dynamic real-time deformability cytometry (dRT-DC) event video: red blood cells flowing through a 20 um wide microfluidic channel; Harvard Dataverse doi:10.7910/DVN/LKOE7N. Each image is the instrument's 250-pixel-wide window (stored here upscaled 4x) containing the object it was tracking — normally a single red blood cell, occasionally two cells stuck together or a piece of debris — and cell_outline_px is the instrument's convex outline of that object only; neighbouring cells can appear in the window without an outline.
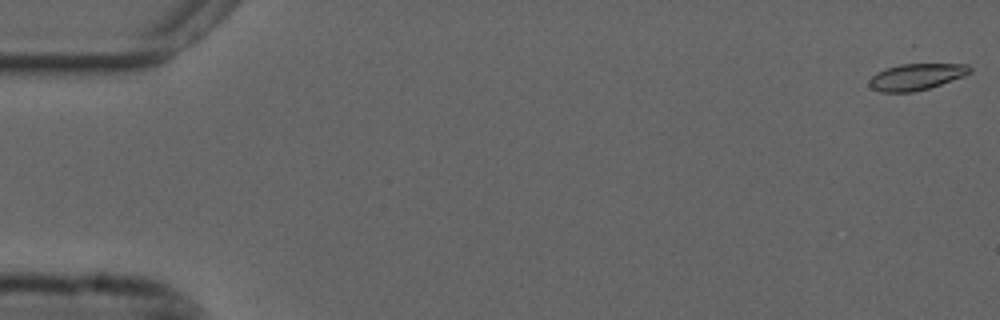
{"species": "common noctule bat (a hibernating species)", "species_latin": "Nyctalus noctula", "temperature_condition": "cold", "stored_images_in_passage": 56, "camera_frame_rate_fps": 3000, "um_per_image_px": 0.085, "animal": {"sex": "male", "forearm_length_mm": 52.5}, "frame": {"image": 1, "passage_image": 1, "time_ms": 0.0, "image_size_px": [1000, 320], "cell_outline_px": [[972, 72], [964, 76], [928, 88], [912, 92], [880, 92], [872, 88], [868, 84], [868, 80], [876, 72], [884, 68], [912, 60], [968, 64], [972, 68]], "centroid_in_image_um": [77.91, 6.44], "position_along_channel_um": 7.1, "area_um2": 16.59}}
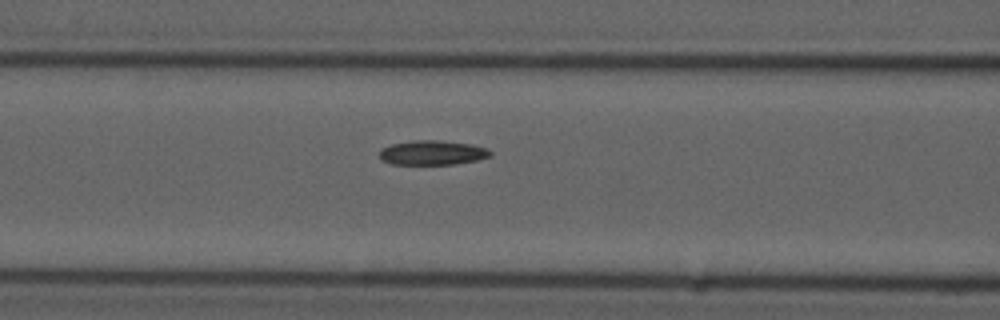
{"frame": {"image": 2, "passage_image": 23, "time_ms": 7.333, "image_size_px": [1000, 320], "cell_outline_px": [[492, 156], [476, 160], [456, 164], [392, 164], [380, 160], [380, 148], [392, 144], [416, 140], [440, 140], [472, 144], [488, 148], [492, 152]], "centroid_in_image_um": [36.77, 12.98], "position_along_channel_um": 129.8, "area_um2": 15.95}}
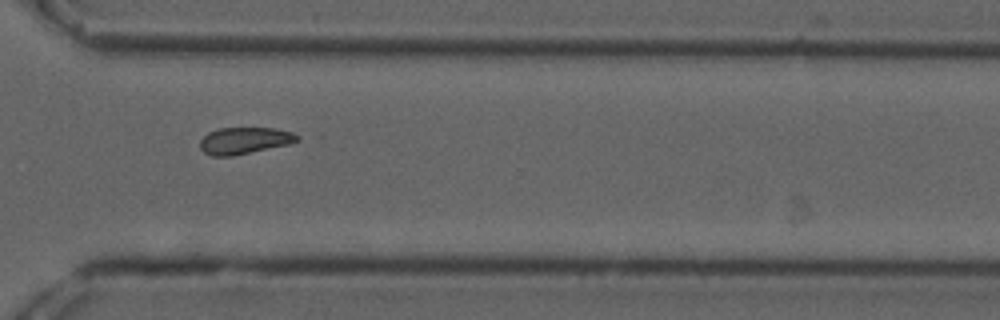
{"frame": {"image": 3, "passage_image": 41, "time_ms": 13.333, "image_size_px": [1000, 320], "cell_outline_px": [[300, 140], [288, 144], [232, 156], [212, 156], [204, 152], [200, 148], [200, 140], [208, 132], [220, 128], [272, 128], [292, 132], [300, 136]], "centroid_in_image_um": [20.77, 11.95], "position_along_channel_um": 349.8, "area_um2": 15.03}, "authors_computed_cell_mechanics": {"area_um2": 15.9239, "velocity_mm_per_s": 3.6667, "shape_relaxation_time_tau1_ms": null, "shape_relaxation_time_tau2_ms": 9.1963, "deformation_change_tau1": null, "deformation_change_tau2": 0.1369}}